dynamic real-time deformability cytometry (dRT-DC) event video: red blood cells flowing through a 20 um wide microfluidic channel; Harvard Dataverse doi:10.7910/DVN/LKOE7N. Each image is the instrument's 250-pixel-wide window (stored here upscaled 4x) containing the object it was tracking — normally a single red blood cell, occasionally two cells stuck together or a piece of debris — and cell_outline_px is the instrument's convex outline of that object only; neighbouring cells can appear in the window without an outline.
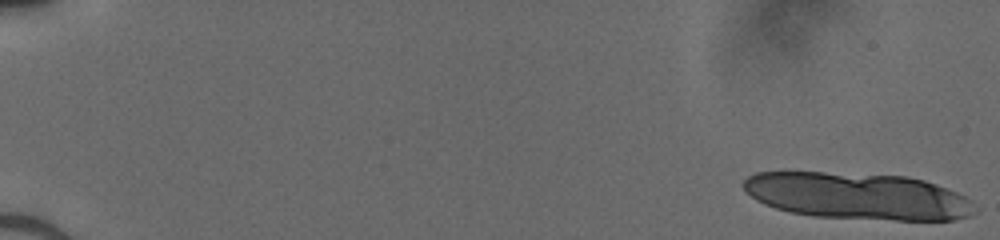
{"species": "human", "species_latin": "Homo sapiens", "temperature_condition": "cold", "stored_images_in_passage": 15, "camera_frame_rate_fps": 3000, "um_per_image_px": 0.085, "donor": {"sex": "male"}, "frame": {"image": 1, "passage_image": 1, "time_ms": 0.0, "image_size_px": [1000, 240], "cell_outline_px": [[980, 208], [972, 216], [952, 220], [896, 220], [812, 216], [792, 212], [776, 208], [764, 204], [756, 200], [740, 184], [748, 176], [756, 172], [824, 172], [908, 176], [924, 180], [936, 184], [956, 192], [972, 200]], "centroid_in_image_um": [72.96, 16.67], "position_along_channel_um": 12.0, "area_um2": 63.46}}